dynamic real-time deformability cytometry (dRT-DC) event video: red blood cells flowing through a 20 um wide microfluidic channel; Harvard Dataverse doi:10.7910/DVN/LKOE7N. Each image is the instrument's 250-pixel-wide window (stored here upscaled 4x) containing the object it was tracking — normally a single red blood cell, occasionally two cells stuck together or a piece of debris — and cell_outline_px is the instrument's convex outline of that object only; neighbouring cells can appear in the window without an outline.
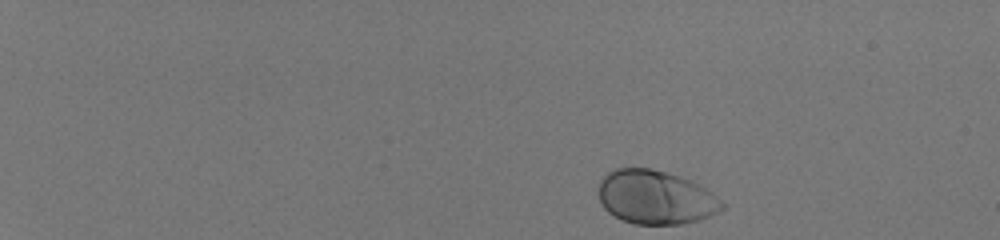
{"species": "human", "species_latin": "Homo sapiens", "temperature_condition": "room temperature", "stored_images_in_passage": 45, "camera_frame_rate_fps": 3000, "um_per_image_px": 0.085, "donor": {"sex": "male"}, "frame": {"image": 1, "passage_image": 1, "time_ms": 0.0, "image_size_px": [1000, 240], "cell_outline_px": [[724, 208], [700, 220], [680, 224], [636, 224], [624, 220], [608, 212], [604, 208], [596, 192], [600, 180], [608, 172], [616, 168], [648, 168], [664, 172], [688, 180], [704, 188], [720, 200], [724, 204]], "centroid_in_image_um": [55.66, 16.77], "position_along_channel_um": 29.3, "area_um2": 38.32}}
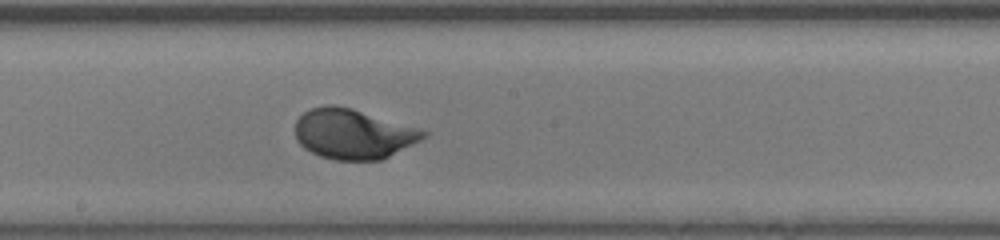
{"frame": {"image": 2, "passage_image": 26, "time_ms": 8.333, "image_size_px": [1000, 240], "cell_outline_px": [[428, 136], [380, 160], [336, 160], [320, 156], [304, 148], [296, 140], [296, 120], [304, 112], [312, 108], [324, 104], [332, 104], [352, 108], [420, 128], [428, 132]], "centroid_in_image_um": [30.01, 11.37], "position_along_channel_um": 218.2, "area_um2": 37.28}}
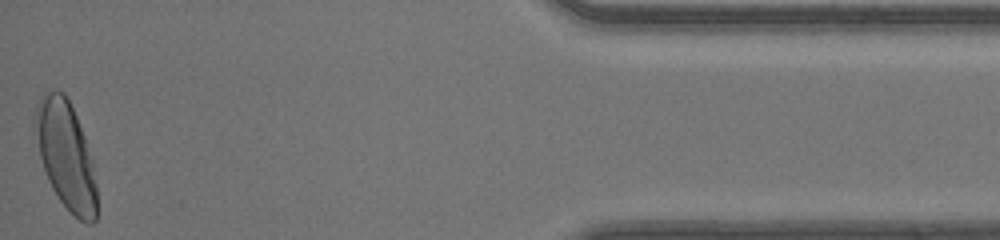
{"frame": {"image": 3, "passage_image": 45, "time_ms": 14.667, "image_size_px": [1000, 240], "cell_outline_px": [[96, 220], [92, 224], [88, 224], [80, 220], [60, 200], [52, 188], [48, 180], [40, 156], [32, 124], [36, 108], [40, 96], [44, 92], [56, 88], [64, 92], [76, 116], [84, 136], [92, 160], [96, 184]], "centroid_in_image_um": [5.57, 13.14], "position_along_channel_um": 429.6, "area_um2": 38.55}, "authors_computed_cell_mechanics": {"area_um2": 36.6452, "velocity_mm_per_s": 4.1529, "shape_relaxation_time_tau1_ms": 2.1157, "shape_relaxation_time_tau2_ms": null, "deformation_change_tau1": 0.148, "deformation_change_tau2": null}}